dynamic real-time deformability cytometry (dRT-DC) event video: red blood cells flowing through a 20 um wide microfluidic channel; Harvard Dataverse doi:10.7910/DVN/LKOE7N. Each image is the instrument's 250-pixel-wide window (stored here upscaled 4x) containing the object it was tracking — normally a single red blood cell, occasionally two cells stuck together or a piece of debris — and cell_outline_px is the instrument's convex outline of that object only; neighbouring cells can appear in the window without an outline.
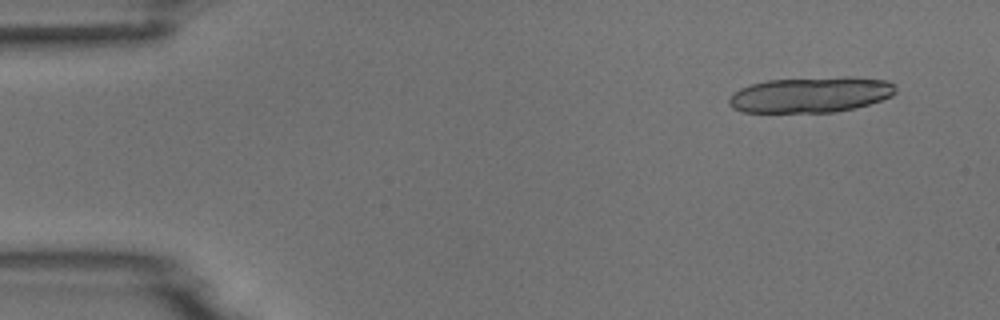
{"species": "common noctule bat (a hibernating species)", "species_latin": "Nyctalus noctula", "temperature_condition": "room temperature", "stored_images_in_passage": 5, "camera_frame_rate_fps": 3000, "um_per_image_px": 0.085, "animal": {"sex": "male", "body_mass_g": 18.8}, "frame": {"image": 1, "passage_image": 1, "time_ms": 0.0, "image_size_px": [1000, 320], "cell_outline_px": [[896, 92], [892, 96], [856, 108], [832, 112], [744, 112], [732, 108], [728, 104], [728, 100], [740, 88], [752, 84], [768, 80], [844, 76], [852, 76], [888, 80], [896, 88]], "centroid_in_image_um": [68.94, 8.04], "position_along_channel_um": 16.1, "area_um2": 34.68}}